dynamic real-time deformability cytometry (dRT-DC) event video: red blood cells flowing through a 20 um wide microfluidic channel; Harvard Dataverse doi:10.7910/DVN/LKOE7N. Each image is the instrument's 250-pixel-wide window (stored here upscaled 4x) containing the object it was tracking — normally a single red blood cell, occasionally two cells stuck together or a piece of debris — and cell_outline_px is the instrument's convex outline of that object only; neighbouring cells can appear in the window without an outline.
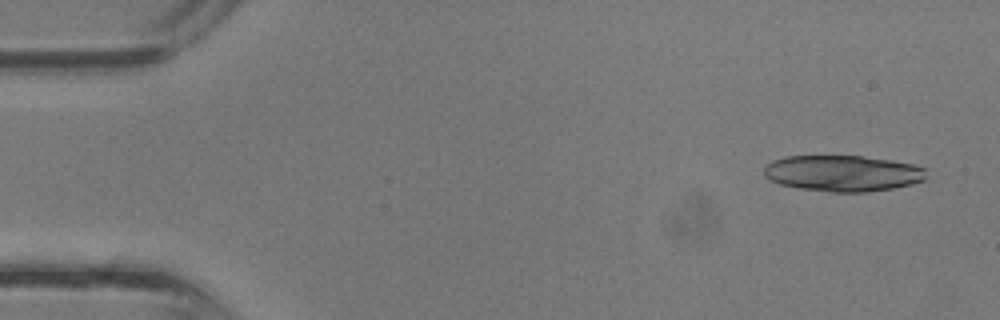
{"species": "common noctule bat (a hibernating species)", "species_latin": "Nyctalus noctula", "temperature_condition": "room temperature", "stored_images_in_passage": 36, "camera_frame_rate_fps": 3000, "um_per_image_px": 0.085, "animal": {"sex": "male", "body_mass_g": 13.3}, "frame": {"image": 1, "passage_image": 1, "time_ms": 0.0, "image_size_px": [1000, 320], "cell_outline_px": [[928, 180], [912, 184], [892, 188], [868, 192], [832, 192], [800, 188], [780, 184], [764, 176], [764, 168], [772, 160], [784, 156], [860, 156], [888, 160], [912, 164], [928, 168]], "centroid_in_image_um": [71.69, 14.73], "position_along_channel_um": 13.3, "area_um2": 34.33}}
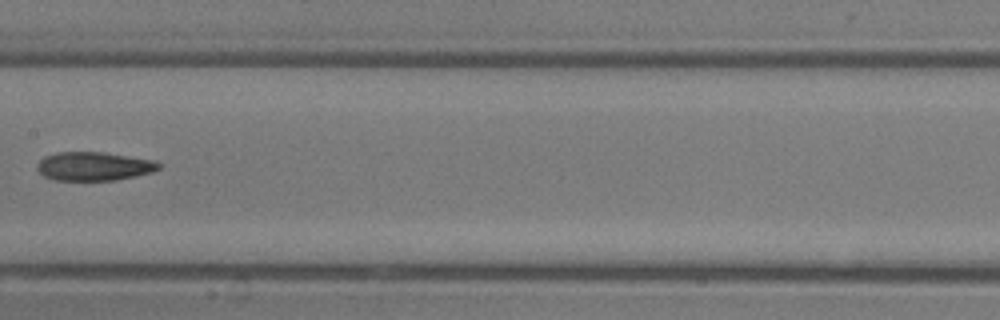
{"frame": {"image": 2, "passage_image": 18, "time_ms": 5.667, "image_size_px": [1000, 320], "cell_outline_px": [[160, 168], [152, 172], [136, 176], [116, 180], [56, 180], [44, 176], [36, 168], [36, 164], [44, 156], [56, 152], [104, 152], [152, 160], [160, 164]], "centroid_in_image_um": [7.95, 14.13], "position_along_channel_um": 199.4, "area_um2": 20.29}}
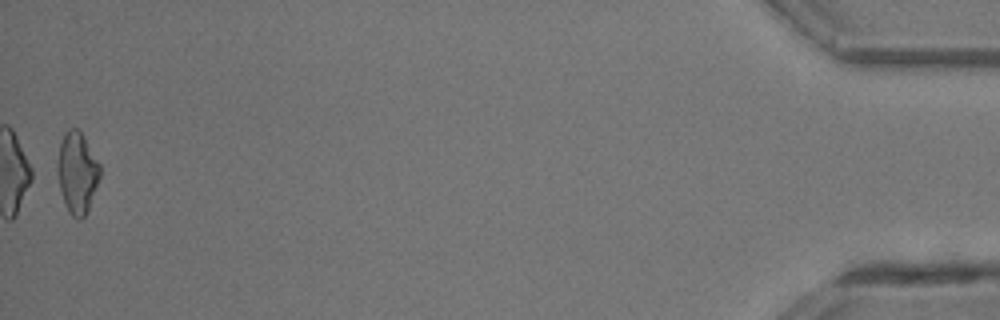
{"frame": {"image": 3, "passage_image": 36, "time_ms": 11.667, "image_size_px": [1000, 320], "cell_outline_px": [[100, 176], [88, 208], [84, 216], [80, 220], [72, 216], [68, 212], [60, 188], [56, 172], [56, 164], [60, 144], [64, 132], [68, 128], [76, 128], [80, 132], [100, 164]], "centroid_in_image_um": [6.53, 14.66], "position_along_channel_um": 428.7, "area_um2": 19.88}}